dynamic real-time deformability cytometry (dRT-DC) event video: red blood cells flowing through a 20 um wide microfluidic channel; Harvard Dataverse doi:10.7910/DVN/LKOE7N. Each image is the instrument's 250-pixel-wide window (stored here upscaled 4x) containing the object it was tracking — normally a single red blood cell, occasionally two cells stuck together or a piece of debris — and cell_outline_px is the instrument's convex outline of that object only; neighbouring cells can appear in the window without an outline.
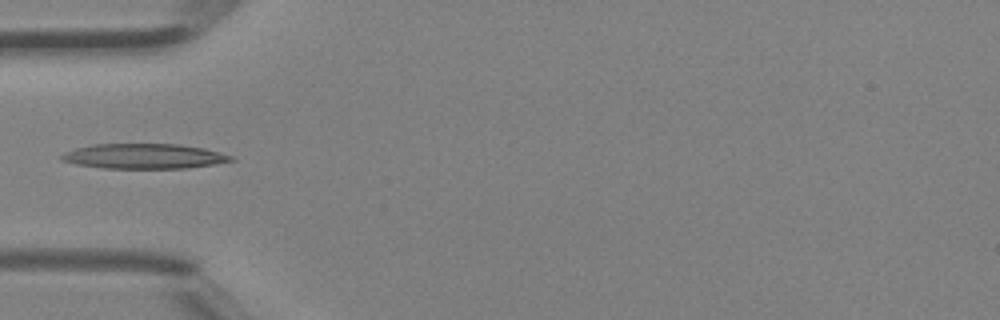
{"species": "Egyptian fruit bat (a non-hibernating species)", "species_latin": "Rousettus aegyptiacus", "temperature_condition": "room temperature", "stored_images_in_passage": 5, "camera_frame_rate_fps": 3000, "um_per_image_px": 0.085, "animal": {"sex": "female"}, "frame": {"image": 1, "passage_image": 4, "time_ms": 1.0, "image_size_px": [1000, 320], "cell_outline_px": [[236, 160], [216, 164], [188, 168], [100, 168], [76, 164], [60, 160], [60, 156], [64, 152], [76, 148], [92, 144], [180, 144], [204, 148], [232, 156]], "centroid_in_image_um": [12.23, 13.28], "position_along_channel_um": 72.8, "area_um2": 24.8}}
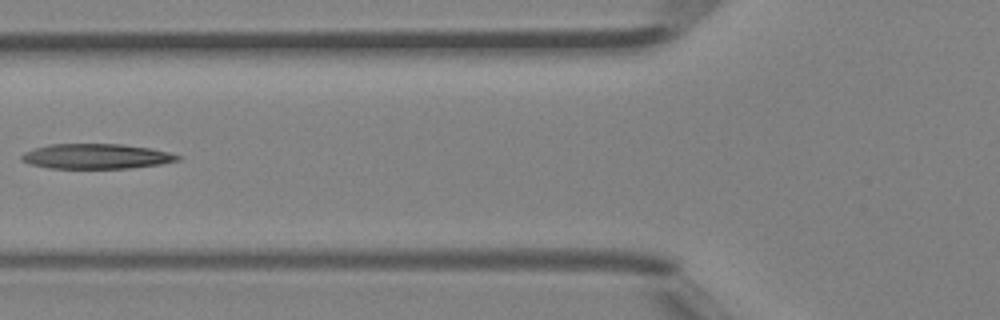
{"frame": {"image": 2, "passage_image": 5, "time_ms": 1.333, "image_size_px": [1000, 320], "cell_outline_px": [[184, 156], [180, 160], [160, 164], [132, 168], [48, 168], [32, 164], [20, 160], [20, 156], [24, 152], [48, 144], [120, 144], [152, 148]], "centroid_in_image_um": [8.22, 13.28], "position_along_channel_um": 117.6, "area_um2": 22.83}}